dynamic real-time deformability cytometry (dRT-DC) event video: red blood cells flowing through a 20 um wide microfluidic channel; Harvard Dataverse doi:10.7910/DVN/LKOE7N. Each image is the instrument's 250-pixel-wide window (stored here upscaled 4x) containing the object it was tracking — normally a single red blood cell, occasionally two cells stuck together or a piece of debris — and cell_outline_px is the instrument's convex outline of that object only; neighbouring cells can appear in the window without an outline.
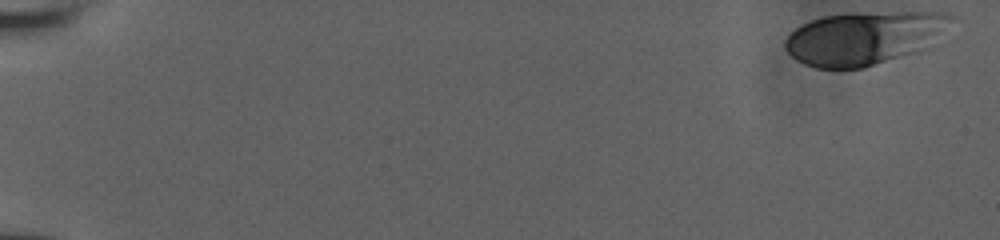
{"species": "human", "species_latin": "Homo sapiens", "temperature_condition": "room temperature", "stored_images_in_passage": 50, "camera_frame_rate_fps": 3000, "um_per_image_px": 0.085, "donor": {"sex": "male"}, "frame": {"image": 1, "passage_image": 1, "time_ms": 0.0, "image_size_px": [1000, 240], "cell_outline_px": [[956, 16], [944, 44], [932, 48], [864, 68], [816, 68], [804, 64], [796, 60], [784, 48], [784, 40], [796, 28], [812, 20], [824, 16], [900, 12], [940, 12]], "centroid_in_image_um": [73.66, 3.25], "position_along_channel_um": 11.3, "area_um2": 52.6}}
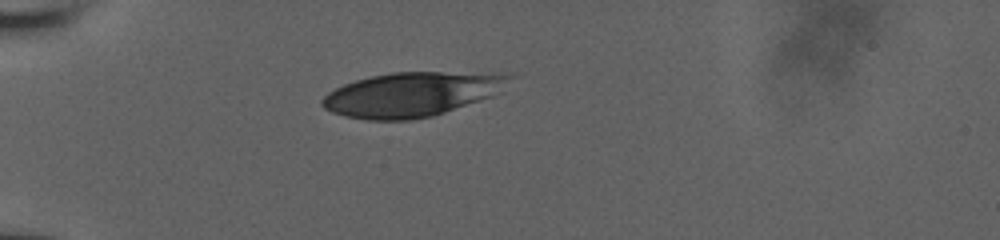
{"frame": {"image": 2, "passage_image": 34, "time_ms": 5.333, "image_size_px": [1000, 240], "cell_outline_px": [[512, 76], [492, 96], [432, 116], [412, 120], [368, 120], [344, 116], [332, 112], [324, 108], [320, 104], [320, 100], [328, 92], [344, 84], [356, 80], [372, 76], [392, 72], [440, 72]], "centroid_in_image_um": [34.83, 8.04], "position_along_channel_um": 50.2, "area_um2": 47.34}}
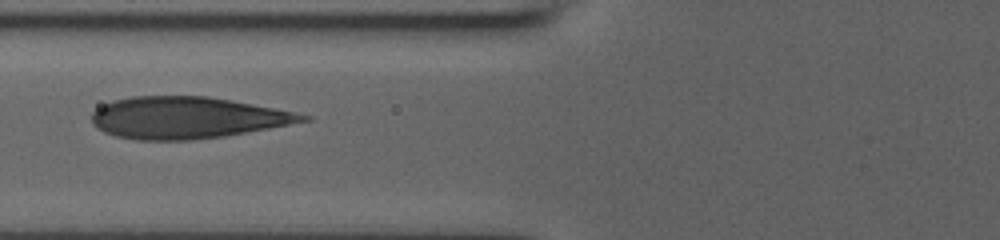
{"frame": {"image": 3, "passage_image": 49, "time_ms": 7.667, "image_size_px": [1000, 240], "cell_outline_px": [[312, 120], [224, 136], [192, 140], [136, 140], [116, 136], [104, 132], [96, 128], [92, 124], [92, 112], [96, 108], [112, 100], [132, 96], [208, 96], [232, 100], [296, 112], [312, 116]], "centroid_in_image_um": [15.87, 10.0], "position_along_channel_um": 109.9, "area_um2": 51.38}}